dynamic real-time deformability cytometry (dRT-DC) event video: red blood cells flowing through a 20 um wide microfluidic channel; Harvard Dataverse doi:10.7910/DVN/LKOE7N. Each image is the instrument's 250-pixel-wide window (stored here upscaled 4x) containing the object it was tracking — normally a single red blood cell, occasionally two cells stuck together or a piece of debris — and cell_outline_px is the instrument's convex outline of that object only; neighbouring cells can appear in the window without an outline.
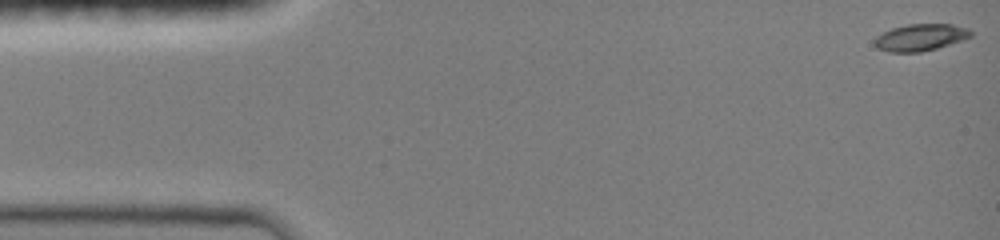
{"species": "common noctule bat (a hibernating species)", "species_latin": "Nyctalus noctula", "temperature_condition": "room temperature", "stored_images_in_passage": 50, "camera_frame_rate_fps": 3000, "um_per_image_px": 0.085, "animal": {"sex": "female", "body_mass_g": 19.0, "forearm_length_mm": 51.5}, "frame": {"image": 1, "passage_image": 1, "time_ms": 0.0, "image_size_px": [1000, 240], "cell_outline_px": [[972, 36], [936, 48], [920, 52], [888, 52], [876, 48], [872, 40], [876, 36], [892, 28], [908, 24], [952, 24], [968, 28], [972, 32]], "centroid_in_image_um": [78.19, 3.18], "position_along_channel_um": 6.8, "area_um2": 15.03}}
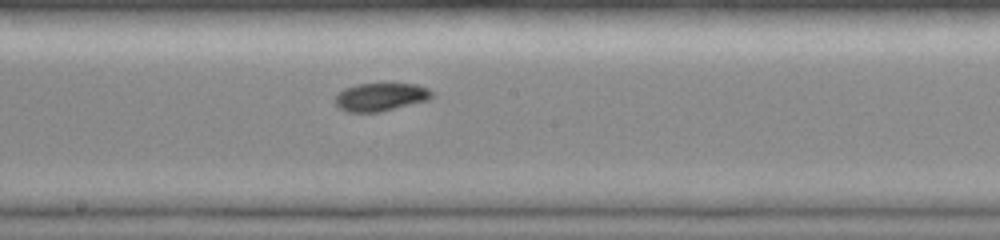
{"frame": {"image": 2, "passage_image": 30, "time_ms": 8.0, "image_size_px": [1000, 240], "cell_outline_px": [[432, 96], [428, 100], [380, 112], [348, 112], [340, 108], [336, 104], [336, 96], [344, 88], [356, 84], [416, 84], [428, 88], [432, 92]], "centroid_in_image_um": [32.36, 8.24], "position_along_channel_um": 215.8, "area_um2": 15.66}}
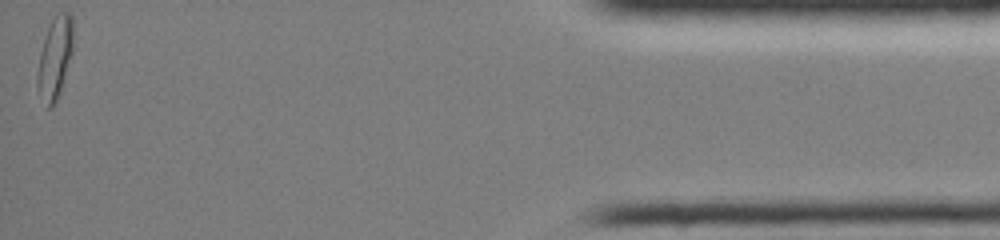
{"frame": {"image": 3, "passage_image": 49, "time_ms": 15.0, "image_size_px": [1000, 240], "cell_outline_px": [[72, 52], [60, 92], [56, 100], [48, 108], [36, 88], [36, 72], [40, 52], [44, 36], [52, 16], [56, 12], [68, 12], [72, 16]], "centroid_in_image_um": [4.64, 4.86], "position_along_channel_um": 430.6, "area_um2": 17.11}, "authors_computed_cell_mechanics": {"area_um2": 15.6638, "velocity_mm_per_s": 4.1515, "shape_relaxation_time_tau1_ms": 4.585, "shape_relaxation_time_tau2_ms": null, "deformation_change_tau1": 0.135, "deformation_change_tau2": null}}